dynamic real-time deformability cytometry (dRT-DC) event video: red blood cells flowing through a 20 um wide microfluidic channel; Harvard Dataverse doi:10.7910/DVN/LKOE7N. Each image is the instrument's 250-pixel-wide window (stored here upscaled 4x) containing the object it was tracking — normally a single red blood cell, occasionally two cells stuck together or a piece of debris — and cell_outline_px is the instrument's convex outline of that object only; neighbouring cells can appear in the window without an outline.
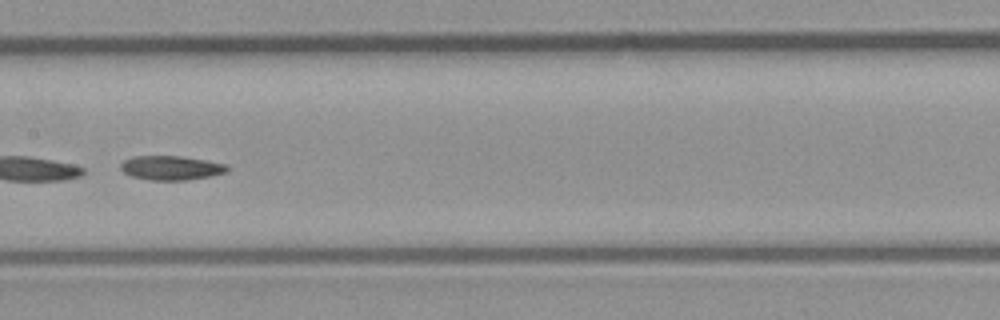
{"species": "common noctule bat (a hibernating species)", "species_latin": "Nyctalus noctula", "temperature_condition": "room temperature", "stored_images_in_passage": 31, "camera_frame_rate_fps": 3000, "um_per_image_px": 0.085, "animal": {"sex": "male", "body_mass_g": 23.1, "forearm_length_mm": 52.7}, "frame": {"image": 1, "passage_image": 10, "time_ms": 3.0, "image_size_px": [1000, 320], "cell_outline_px": [[228, 172], [188, 180], [152, 180], [132, 176], [124, 172], [120, 168], [120, 164], [124, 160], [132, 156], [180, 156], [228, 164]], "centroid_in_image_um": [14.54, 14.26], "position_along_channel_um": 192.9, "area_um2": 14.97}, "authors_computed_cell_mechanics": {"area_um2": 15.4904, "velocity_mm_per_s": 4.0011, "shape_relaxation_time_tau1_ms": null, "shape_relaxation_time_tau2_ms": 5.529, "deformation_change_tau1": null, "deformation_change_tau2": 0.0849}}